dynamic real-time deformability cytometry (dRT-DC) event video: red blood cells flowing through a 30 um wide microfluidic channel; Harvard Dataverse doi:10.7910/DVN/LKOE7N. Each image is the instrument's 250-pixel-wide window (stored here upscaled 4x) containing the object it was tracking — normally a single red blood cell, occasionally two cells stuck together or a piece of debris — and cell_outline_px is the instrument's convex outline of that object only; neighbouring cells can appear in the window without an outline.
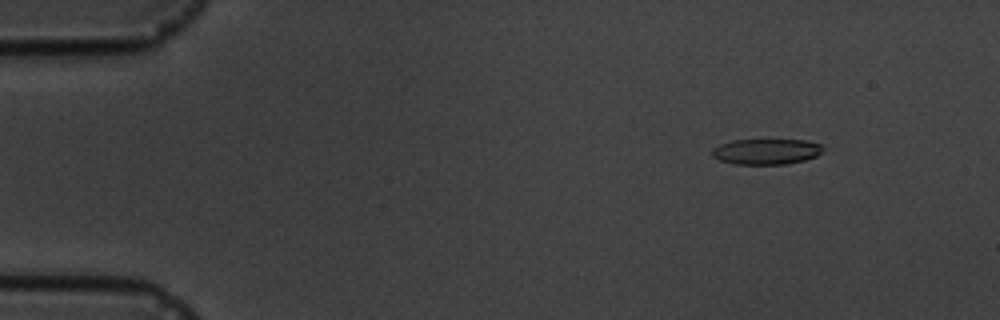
{"species": "common noctule bat (a hibernating species)", "species_latin": "Nyctalus noctula", "temperature_condition": "cold", "stored_images_in_passage": 4, "camera_frame_rate_fps": 3000, "um_per_image_px": 0.085, "animal": {"sex": "male", "body_mass_g": 19.5, "forearm_length_mm": 54.6}, "frame": {"image": 1, "passage_image": 1, "time_ms": 0.0, "image_size_px": [1000, 320], "cell_outline_px": [[824, 152], [816, 156], [804, 160], [784, 164], [736, 164], [720, 160], [712, 156], [712, 148], [720, 144], [732, 140], [804, 140], [824, 144]], "centroid_in_image_um": [65.17, 12.87], "position_along_channel_um": 19.8, "area_um2": 16.65}}
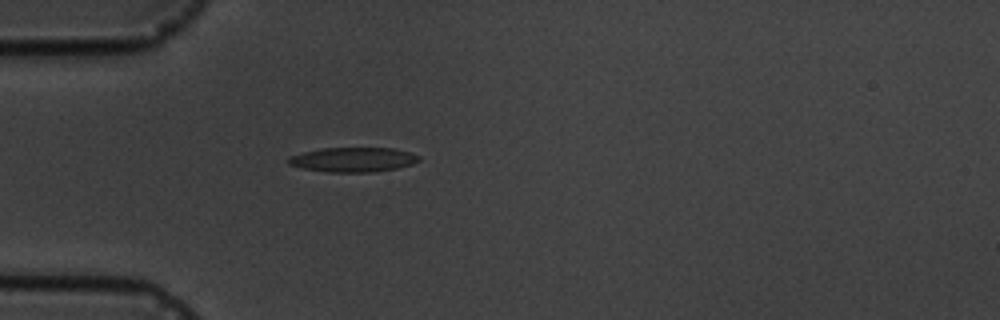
{"frame": {"image": 2, "passage_image": 4, "time_ms": 3.333, "image_size_px": [1000, 320], "cell_outline_px": [[420, 160], [412, 164], [396, 168], [372, 172], [324, 172], [300, 168], [288, 164], [284, 160], [292, 156], [304, 152], [324, 148], [396, 148], [420, 156]], "centroid_in_image_um": [29.99, 13.57], "position_along_channel_um": 55.0, "area_um2": 18.73}}